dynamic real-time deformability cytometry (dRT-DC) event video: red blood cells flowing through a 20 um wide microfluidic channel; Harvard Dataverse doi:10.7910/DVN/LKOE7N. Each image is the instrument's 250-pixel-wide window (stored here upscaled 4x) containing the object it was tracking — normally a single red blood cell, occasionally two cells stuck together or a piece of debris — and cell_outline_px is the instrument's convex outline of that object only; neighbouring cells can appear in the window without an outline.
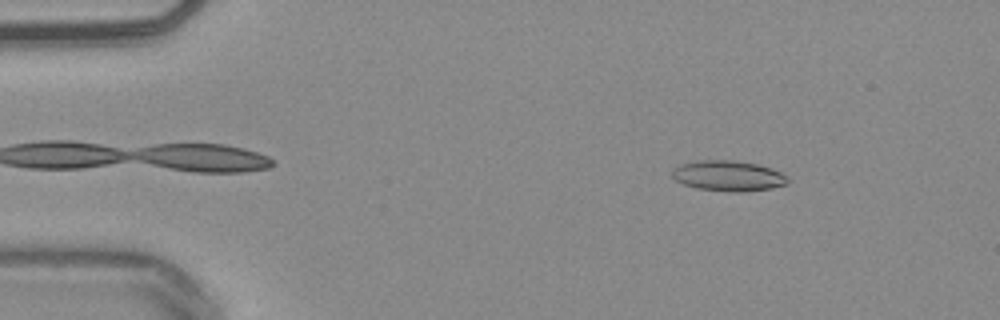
{"species": "common noctule bat (a hibernating species)", "species_latin": "Nyctalus noctula", "temperature_condition": "warm", "stored_images_in_passage": 52, "camera_frame_rate_fps": 3000, "um_per_image_px": 0.085, "animal": {"sex": "male", "body_mass_g": 20.4}, "frame": {"image": 1, "passage_image": 7, "time_ms": 2.0, "image_size_px": [1000, 320], "cell_outline_px": [[788, 184], [772, 188], [740, 192], [736, 192], [696, 188], [684, 184], [676, 180], [672, 176], [672, 172], [680, 164], [696, 160], [736, 160], [756, 164], [772, 168], [780, 172], [788, 180]], "centroid_in_image_um": [61.9, 14.94], "position_along_channel_um": 23.1, "area_um2": 20.4}}
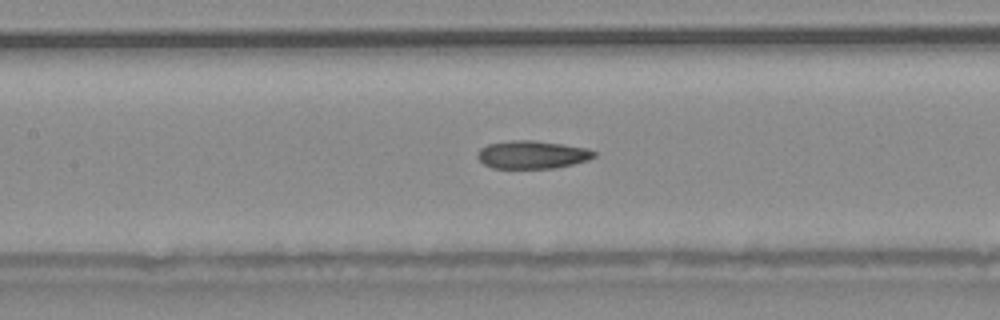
{"frame": {"image": 2, "passage_image": 24, "time_ms": 7.667, "image_size_px": [1000, 320], "cell_outline_px": [[596, 156], [588, 160], [556, 168], [492, 168], [484, 164], [476, 156], [476, 152], [480, 148], [488, 144], [512, 140], [532, 140], [564, 144], [588, 148], [596, 152]], "centroid_in_image_um": [45.23, 13.14], "position_along_channel_um": 162.2, "area_um2": 19.13}}
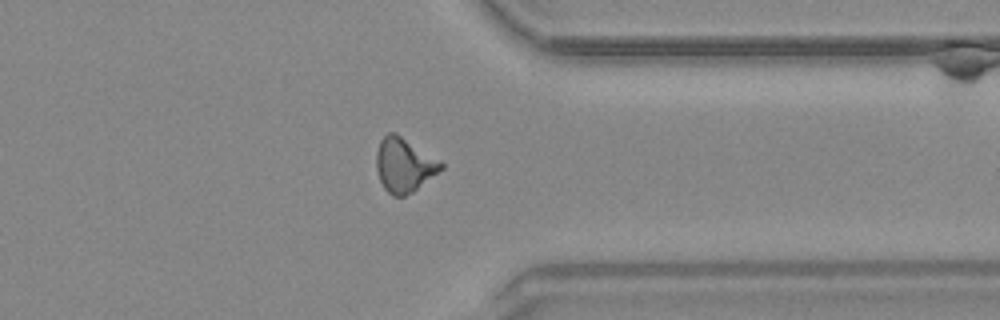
{"frame": {"image": 3, "passage_image": 41, "time_ms": 13.333, "image_size_px": [1000, 320], "cell_outline_px": [[444, 168], [412, 192], [404, 196], [392, 196], [384, 188], [380, 180], [376, 168], [376, 152], [380, 140], [388, 132], [396, 132], [444, 164]], "centroid_in_image_um": [34.32, 14.02], "position_along_channel_um": 377.1, "area_um2": 20.23}, "authors_computed_cell_mechanics": {"area_um2": 19.363, "velocity_mm_per_s": 3.862, "shape_relaxation_time_tau1_ms": null, "shape_relaxation_time_tau2_ms": 2.6336, "deformation_change_tau1": null, "deformation_change_tau2": 0.1143}}